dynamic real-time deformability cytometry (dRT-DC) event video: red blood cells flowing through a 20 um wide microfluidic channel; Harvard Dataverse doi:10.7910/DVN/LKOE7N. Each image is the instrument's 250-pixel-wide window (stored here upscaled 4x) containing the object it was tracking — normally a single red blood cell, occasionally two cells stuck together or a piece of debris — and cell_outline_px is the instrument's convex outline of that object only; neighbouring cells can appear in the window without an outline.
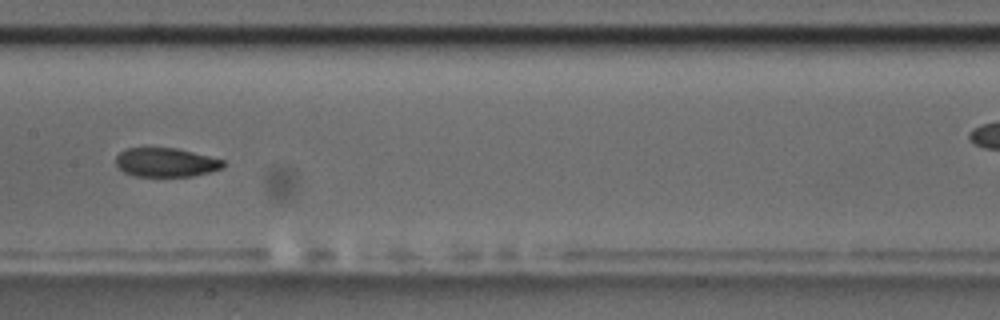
{"species": "common noctule bat (a hibernating species)", "species_latin": "Nyctalus noctula", "temperature_condition": "room temperature", "stored_images_in_passage": 9, "camera_frame_rate_fps": 3000, "um_per_image_px": 0.085, "animal": {"sex": "male", "body_mass_g": 17.5, "forearm_length_mm": 52.3}, "frame": {"image": 1, "passage_image": 8, "time_ms": 8.0, "image_size_px": [1000, 320], "cell_outline_px": [[224, 168], [192, 176], [136, 176], [124, 172], [116, 164], [116, 156], [120, 152], [128, 148], [176, 148], [224, 160]], "centroid_in_image_um": [14.1, 13.8], "position_along_channel_um": 193.3, "area_um2": 17.92}}